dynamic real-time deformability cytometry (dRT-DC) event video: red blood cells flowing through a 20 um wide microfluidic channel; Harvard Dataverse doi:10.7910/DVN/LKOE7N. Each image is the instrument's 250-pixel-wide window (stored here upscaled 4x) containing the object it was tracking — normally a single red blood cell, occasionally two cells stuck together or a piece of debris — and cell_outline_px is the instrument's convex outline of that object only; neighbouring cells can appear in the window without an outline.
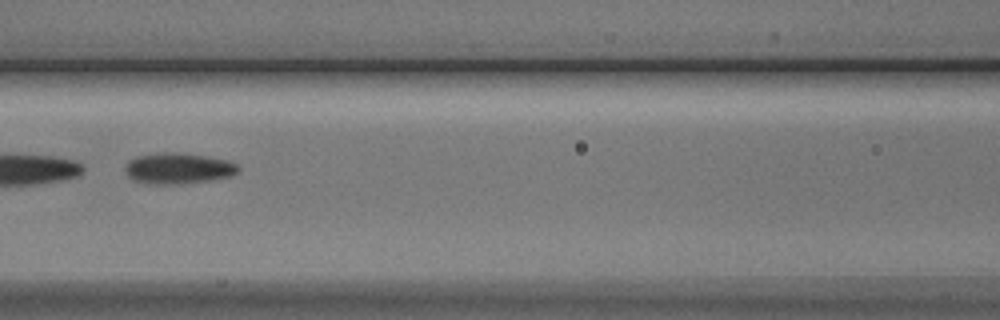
{"species": "Egyptian fruit bat (a non-hibernating species)", "species_latin": "Rousettus aegyptiacus", "temperature_condition": "cold", "stored_images_in_passage": 5, "camera_frame_rate_fps": 3000, "um_per_image_px": 0.085, "animal": {"sex": "male"}, "frame": {"image": 1, "passage_image": 3, "time_ms": 2.333, "image_size_px": [1000, 320], "cell_outline_px": [[240, 168], [232, 176], [212, 180], [180, 184], [148, 184], [132, 180], [128, 176], [124, 168], [128, 160], [136, 156], [160, 152], [180, 152], [208, 156], [228, 160], [236, 164]], "centroid_in_image_um": [15.13, 14.31], "position_along_channel_um": 151.5, "area_um2": 20.75}}
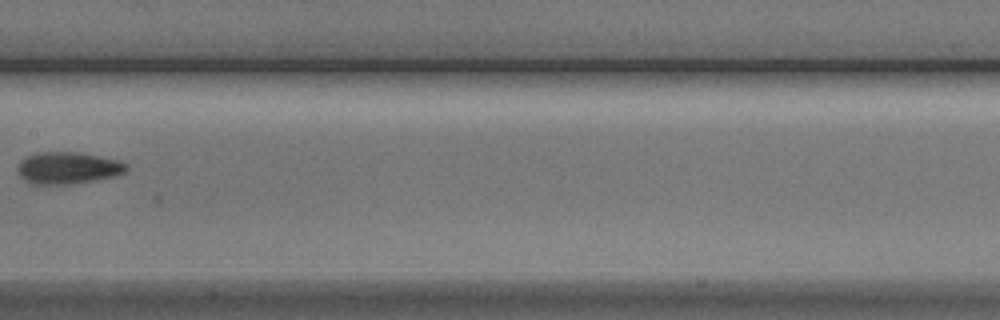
{"frame": {"image": 2, "passage_image": 4, "time_ms": 3.667, "image_size_px": [1000, 320], "cell_outline_px": [[128, 168], [124, 172], [116, 176], [68, 184], [32, 184], [24, 180], [16, 172], [20, 160], [36, 152], [76, 152], [100, 156], [116, 160], [124, 164]], "centroid_in_image_um": [5.71, 14.27], "position_along_channel_um": 201.7, "area_um2": 20.06}}
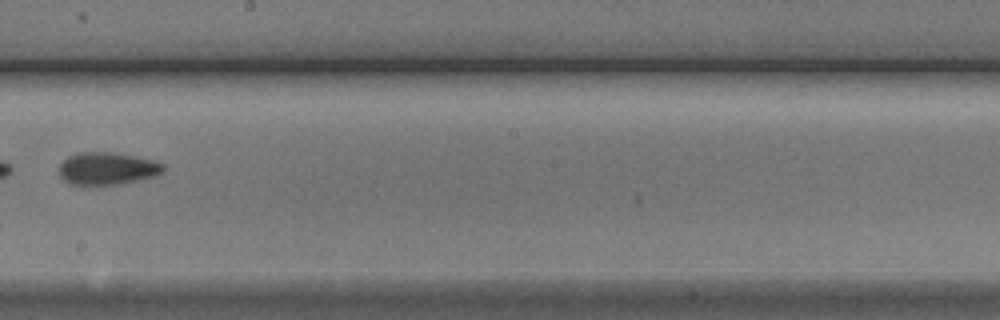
{"frame": {"image": 3, "passage_image": 5, "time_ms": 4.667, "image_size_px": [1000, 320], "cell_outline_px": [[164, 172], [156, 176], [116, 184], [72, 184], [64, 180], [60, 176], [60, 164], [68, 156], [80, 152], [112, 152], [152, 160], [164, 164]], "centroid_in_image_um": [9.12, 14.31], "position_along_channel_um": 239.1, "area_um2": 19.36}}